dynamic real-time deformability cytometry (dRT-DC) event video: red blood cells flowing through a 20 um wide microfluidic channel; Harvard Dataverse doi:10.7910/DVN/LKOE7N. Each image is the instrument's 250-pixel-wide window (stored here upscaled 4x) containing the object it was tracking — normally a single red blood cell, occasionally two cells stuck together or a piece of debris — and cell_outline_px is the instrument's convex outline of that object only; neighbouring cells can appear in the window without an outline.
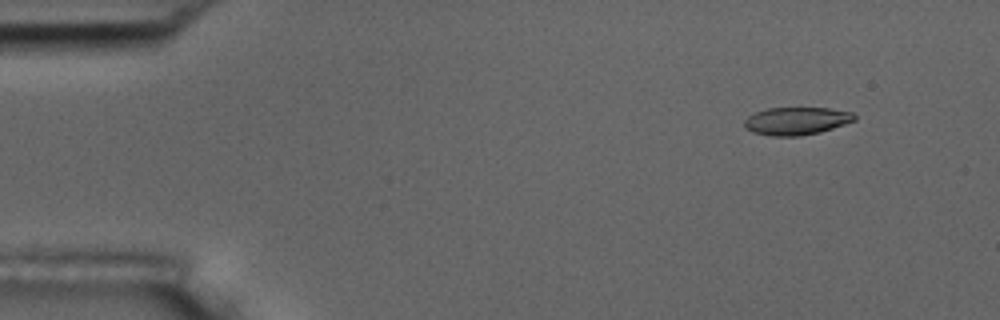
{"species": "common noctule bat (a hibernating species)", "species_latin": "Nyctalus noctula", "temperature_condition": "room temperature", "stored_images_in_passage": 5, "camera_frame_rate_fps": 3000, "um_per_image_px": 0.085, "animal": {"sex": "male", "body_mass_g": 17.5, "forearm_length_mm": 52.3}, "frame": {"image": 1, "passage_image": 2, "time_ms": 0.333, "image_size_px": [1000, 320], "cell_outline_px": [[856, 120], [820, 132], [800, 136], [768, 136], [752, 132], [744, 128], [744, 120], [748, 116], [756, 112], [768, 108], [828, 108], [852, 112], [856, 116]], "centroid_in_image_um": [67.67, 10.29], "position_along_channel_um": 17.3, "area_um2": 17.86}}
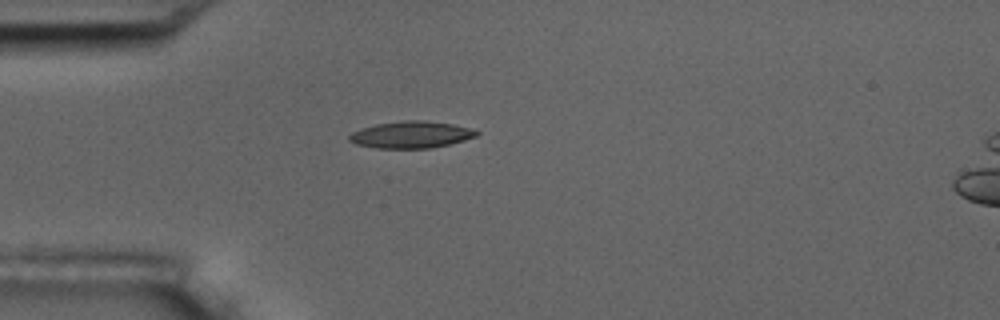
{"frame": {"image": 2, "passage_image": 4, "time_ms": 1.0, "image_size_px": [1000, 320], "cell_outline_px": [[480, 132], [476, 136], [464, 140], [448, 144], [428, 148], [376, 148], [356, 144], [348, 140], [348, 136], [352, 132], [360, 128], [376, 124], [404, 120], [424, 120], [452, 124], [468, 128]], "centroid_in_image_um": [34.89, 11.44], "position_along_channel_um": 50.1, "area_um2": 19.77}}